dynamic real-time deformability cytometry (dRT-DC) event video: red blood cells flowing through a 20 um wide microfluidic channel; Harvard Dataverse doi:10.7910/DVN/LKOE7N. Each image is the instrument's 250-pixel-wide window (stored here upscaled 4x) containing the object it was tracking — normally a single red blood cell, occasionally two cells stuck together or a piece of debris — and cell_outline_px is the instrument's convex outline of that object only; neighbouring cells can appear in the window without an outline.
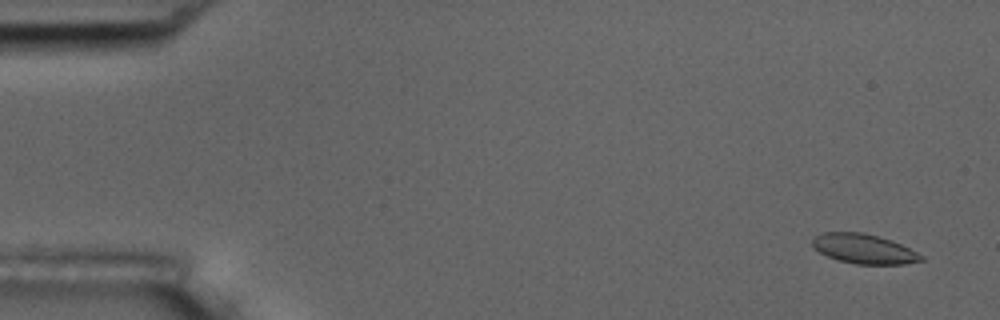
{"species": "common noctule bat (a hibernating species)", "species_latin": "Nyctalus noctula", "temperature_condition": "room temperature", "stored_images_in_passage": 5, "camera_frame_rate_fps": 3000, "um_per_image_px": 0.085, "animal": {"sex": "male", "body_mass_g": 17.5, "forearm_length_mm": 52.3}, "frame": {"image": 1, "passage_image": 1, "time_ms": 0.0, "image_size_px": [1000, 320], "cell_outline_px": [[924, 260], [904, 264], [856, 264], [840, 260], [828, 256], [812, 248], [812, 240], [816, 236], [824, 232], [864, 232], [880, 236], [892, 240], [924, 256]], "centroid_in_image_um": [73.43, 21.14], "position_along_channel_um": 11.6, "area_um2": 18.73}}
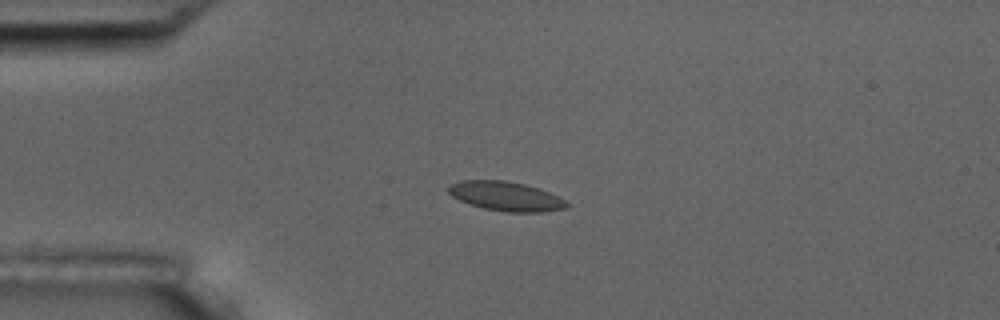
{"frame": {"image": 2, "passage_image": 4, "time_ms": 3.667, "image_size_px": [1000, 320], "cell_outline_px": [[568, 208], [544, 212], [504, 212], [484, 208], [468, 204], [452, 196], [448, 192], [448, 188], [452, 184], [464, 180], [504, 180], [524, 184], [540, 188], [564, 200], [568, 204]], "centroid_in_image_um": [43.01, 16.69], "position_along_channel_um": 42.0, "area_um2": 20.11}}